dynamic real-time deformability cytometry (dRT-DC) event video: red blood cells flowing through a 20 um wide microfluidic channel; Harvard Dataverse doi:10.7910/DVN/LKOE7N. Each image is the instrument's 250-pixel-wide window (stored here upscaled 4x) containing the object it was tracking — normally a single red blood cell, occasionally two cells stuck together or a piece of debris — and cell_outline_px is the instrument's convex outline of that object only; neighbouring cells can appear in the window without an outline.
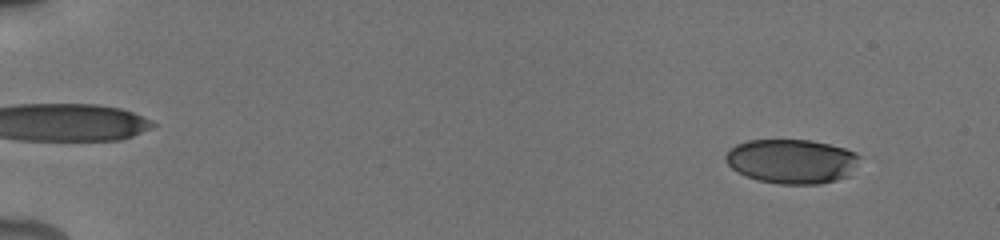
{"species": "human", "species_latin": "Homo sapiens", "temperature_condition": "cold", "stored_images_in_passage": 25, "camera_frame_rate_fps": 3000, "um_per_image_px": 0.085, "donor": {"sex": "male"}, "frame": {"image": 1, "passage_image": 6, "time_ms": 1.333, "image_size_px": [1000, 240], "cell_outline_px": [[860, 156], [848, 176], [836, 180], [820, 184], [780, 184], [756, 180], [744, 176], [732, 168], [724, 160], [724, 156], [736, 144], [748, 140], [812, 140], [844, 148], [856, 152]], "centroid_in_image_um": [67.26, 13.71], "position_along_channel_um": 17.7, "area_um2": 34.62}}
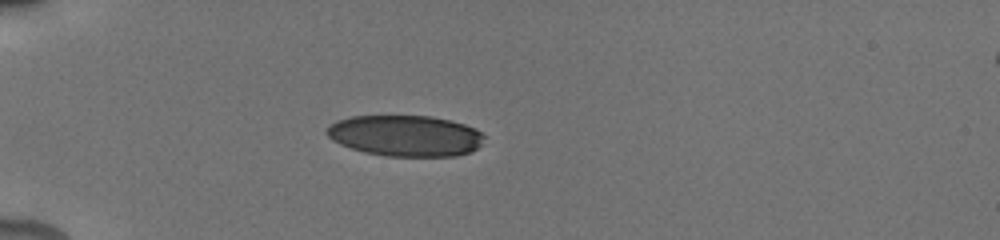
{"frame": {"image": 2, "passage_image": 21, "time_ms": 5.333, "image_size_px": [1000, 240], "cell_outline_px": [[488, 136], [476, 148], [468, 152], [456, 156], [388, 156], [364, 152], [340, 144], [332, 140], [324, 132], [336, 120], [352, 116], [432, 116], [452, 120], [476, 128]], "centroid_in_image_um": [34.49, 11.53], "position_along_channel_um": 50.5, "area_um2": 37.8}}